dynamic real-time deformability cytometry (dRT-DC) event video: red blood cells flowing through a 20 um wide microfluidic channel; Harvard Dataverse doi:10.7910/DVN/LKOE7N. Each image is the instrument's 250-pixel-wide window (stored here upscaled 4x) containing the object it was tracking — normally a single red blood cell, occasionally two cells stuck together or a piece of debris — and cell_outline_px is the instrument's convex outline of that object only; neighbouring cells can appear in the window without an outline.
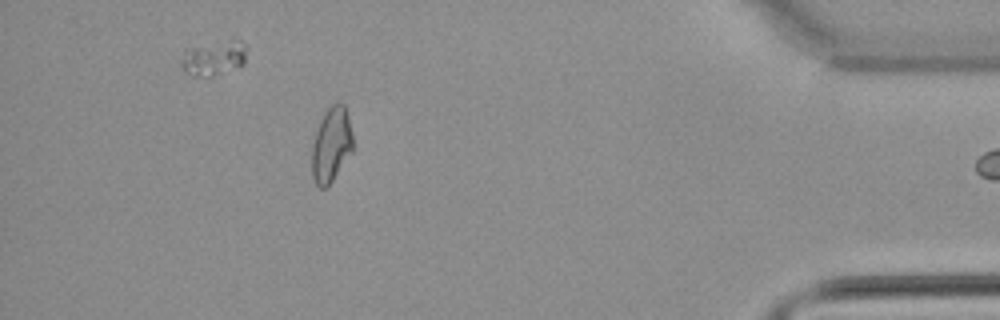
{"species": "common noctule bat (a hibernating species)", "species_latin": "Nyctalus noctula", "temperature_condition": "warm", "stored_images_in_passage": 56, "camera_frame_rate_fps": 3000, "um_per_image_px": 0.085, "animal": {"sex": "male", "body_mass_g": 21.5, "forearm_length_mm": 52.0}, "frame": {"image": 1, "passage_image": 56, "time_ms": 18.333, "image_size_px": [1000, 320], "cell_outline_px": [[352, 152], [332, 180], [324, 188], [320, 188], [316, 184], [312, 176], [312, 144], [316, 128], [324, 112], [332, 104], [344, 104], [352, 132]], "centroid_in_image_um": [28.14, 12.3], "position_along_channel_um": 407.1, "area_um2": 17.69}}